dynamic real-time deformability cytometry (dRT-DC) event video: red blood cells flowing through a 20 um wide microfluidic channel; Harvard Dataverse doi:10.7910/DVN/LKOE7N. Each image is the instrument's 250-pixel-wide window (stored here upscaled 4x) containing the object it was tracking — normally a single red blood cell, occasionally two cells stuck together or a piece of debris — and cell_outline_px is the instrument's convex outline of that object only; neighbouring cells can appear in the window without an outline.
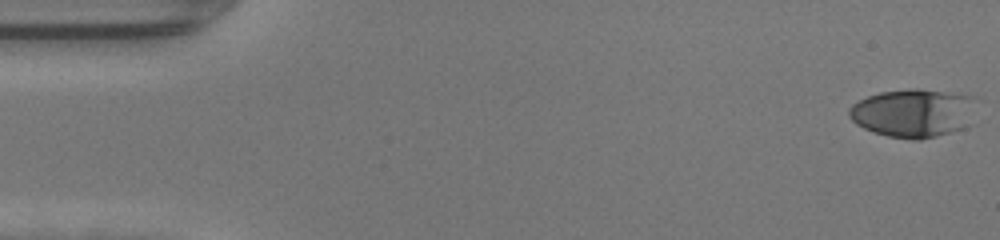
{"species": "human", "species_latin": "Homo sapiens", "temperature_condition": "warm", "stored_images_in_passage": 48, "camera_frame_rate_fps": 3000, "um_per_image_px": 0.085, "donor": {"sex": "female"}, "frame": {"image": 1, "passage_image": 1, "time_ms": 0.0, "image_size_px": [1000, 240], "cell_outline_px": [[972, 124], [964, 128], [936, 136], [920, 140], [912, 140], [888, 136], [864, 128], [856, 124], [848, 116], [848, 108], [852, 104], [868, 96], [880, 92], [912, 88], [916, 88], [972, 96]], "centroid_in_image_um": [77.59, 9.62], "position_along_channel_um": 7.4, "area_um2": 35.72}}
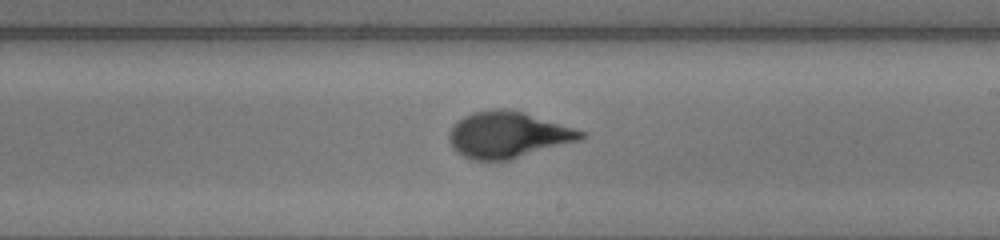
{"frame": {"image": 2, "passage_image": 28, "time_ms": 9.0, "image_size_px": [1000, 240], "cell_outline_px": [[588, 136], [580, 140], [508, 160], [472, 160], [456, 152], [452, 148], [448, 140], [448, 132], [452, 124], [456, 120], [472, 112], [492, 108], [508, 108], [524, 112], [588, 132]], "centroid_in_image_um": [43.15, 11.44], "position_along_channel_um": 245.9, "area_um2": 36.01}}
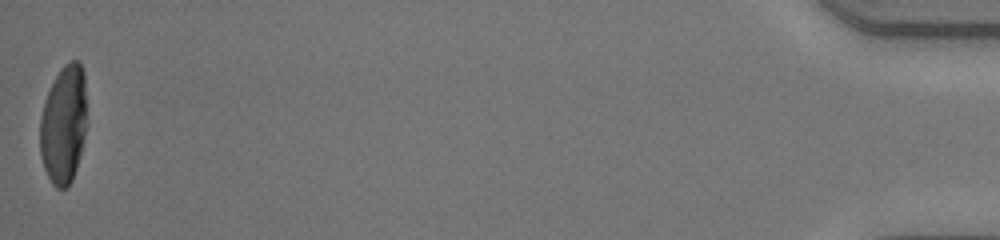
{"frame": {"image": 3, "passage_image": 48, "time_ms": 15.667, "image_size_px": [1000, 240], "cell_outline_px": [[88, 124], [80, 156], [72, 180], [68, 188], [56, 188], [52, 184], [44, 168], [40, 156], [40, 116], [44, 100], [60, 68], [68, 60], [80, 60], [84, 72]], "centroid_in_image_um": [5.43, 10.56], "position_along_channel_um": 429.8, "area_um2": 33.18}, "authors_computed_cell_mechanics": {"area_um2": 35.0268, "velocity_mm_per_s": 4.3237, "shape_relaxation_time_tau1_ms": 4.384, "shape_relaxation_time_tau2_ms": null, "deformation_change_tau1": 0.2625, "deformation_change_tau2": null}}